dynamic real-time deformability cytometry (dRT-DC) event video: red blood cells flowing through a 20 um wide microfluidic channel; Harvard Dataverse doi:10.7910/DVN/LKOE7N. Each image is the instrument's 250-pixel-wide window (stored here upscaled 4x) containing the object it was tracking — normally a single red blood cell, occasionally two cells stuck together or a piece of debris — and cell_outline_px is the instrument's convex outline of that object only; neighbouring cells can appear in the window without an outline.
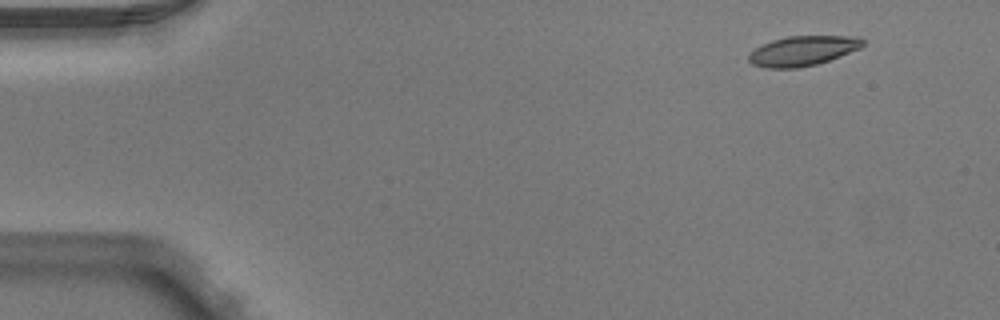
{"species": "Egyptian fruit bat (a non-hibernating species)", "species_latin": "Rousettus aegyptiacus", "temperature_condition": "warm", "stored_images_in_passage": 4, "camera_frame_rate_fps": 3000, "um_per_image_px": 0.085, "animal": {"sex": "male"}, "frame": {"image": 1, "passage_image": 1, "time_ms": 0.0, "image_size_px": [1000, 320], "cell_outline_px": [[864, 44], [860, 48], [840, 56], [816, 64], [800, 68], [764, 68], [752, 64], [748, 60], [748, 56], [756, 48], [772, 40], [788, 36], [856, 36], [864, 40]], "centroid_in_image_um": [68.23, 4.32], "position_along_channel_um": 16.8, "area_um2": 19.71}}
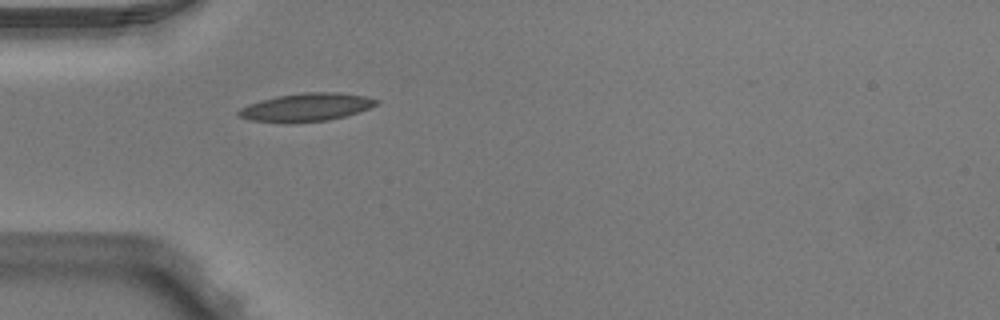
{"frame": {"image": 2, "passage_image": 4, "time_ms": 1.0, "image_size_px": [1000, 320], "cell_outline_px": [[380, 104], [344, 116], [328, 120], [288, 124], [248, 120], [236, 116], [236, 112], [240, 108], [248, 104], [260, 100], [276, 96], [304, 92], [340, 92], [368, 96], [380, 100]], "centroid_in_image_um": [25.99, 9.12], "position_along_channel_um": 59.0, "area_um2": 23.06}}